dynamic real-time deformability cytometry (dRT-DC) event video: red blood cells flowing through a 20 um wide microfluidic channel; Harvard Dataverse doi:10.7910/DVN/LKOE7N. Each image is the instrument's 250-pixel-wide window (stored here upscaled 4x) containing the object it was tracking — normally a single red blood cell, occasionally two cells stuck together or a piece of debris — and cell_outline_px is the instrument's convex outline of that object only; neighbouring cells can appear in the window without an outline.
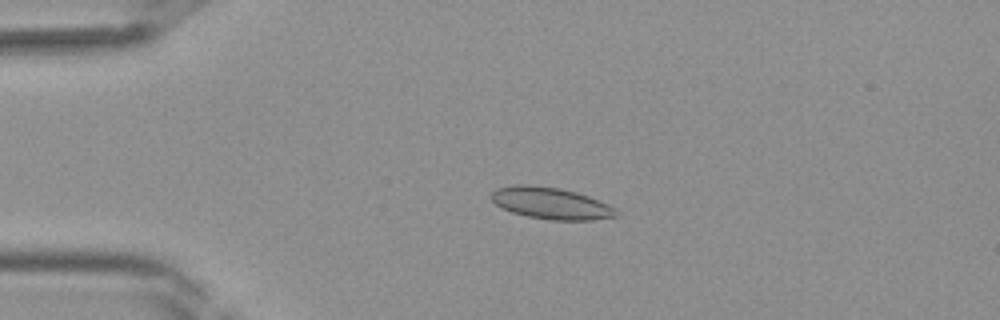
{"species": "Egyptian fruit bat (a non-hibernating species)", "species_latin": "Rousettus aegyptiacus", "temperature_condition": "room temperature", "stored_images_in_passage": 39, "camera_frame_rate_fps": 3000, "um_per_image_px": 0.085, "frame": {"image": 1, "passage_image": 8, "time_ms": 2.333, "image_size_px": [1000, 320], "cell_outline_px": [[620, 216], [592, 220], [552, 220], [528, 216], [512, 212], [496, 204], [492, 200], [492, 192], [496, 188], [516, 184], [528, 184], [560, 188], [576, 192], [600, 200], [616, 208]], "centroid_in_image_um": [46.88, 17.27], "position_along_channel_um": 38.1, "area_um2": 23.12}}
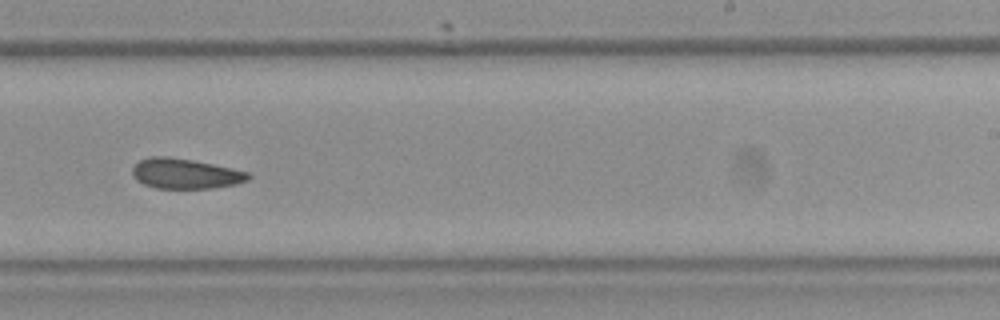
{"frame": {"image": 2, "passage_image": 24, "time_ms": 7.667, "image_size_px": [1000, 320], "cell_outline_px": [[252, 176], [248, 180], [236, 184], [212, 188], [156, 188], [144, 184], [136, 180], [132, 176], [132, 168], [140, 160], [152, 156], [168, 156], [192, 160], [232, 168], [248, 172]], "centroid_in_image_um": [15.74, 14.76], "position_along_channel_um": 273.3, "area_um2": 20.35}}
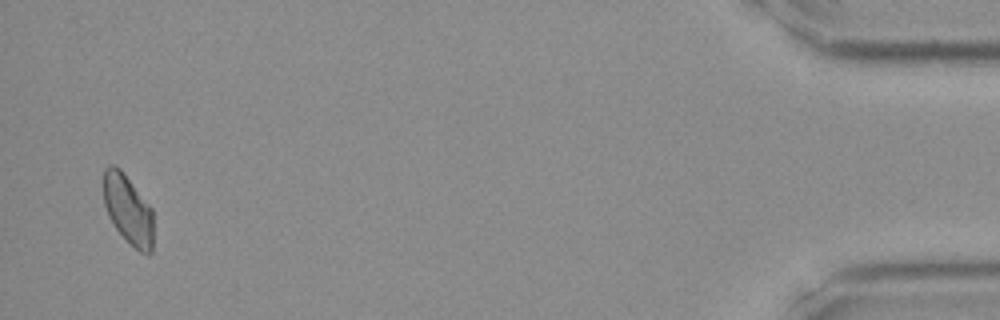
{"frame": {"image": 3, "passage_image": 38, "time_ms": 12.333, "image_size_px": [1000, 320], "cell_outline_px": [[152, 252], [140, 252], [116, 228], [108, 216], [104, 204], [104, 168], [108, 164], [112, 164], [120, 168], [152, 208]], "centroid_in_image_um": [10.87, 17.75], "position_along_channel_um": 424.3, "area_um2": 19.77}}